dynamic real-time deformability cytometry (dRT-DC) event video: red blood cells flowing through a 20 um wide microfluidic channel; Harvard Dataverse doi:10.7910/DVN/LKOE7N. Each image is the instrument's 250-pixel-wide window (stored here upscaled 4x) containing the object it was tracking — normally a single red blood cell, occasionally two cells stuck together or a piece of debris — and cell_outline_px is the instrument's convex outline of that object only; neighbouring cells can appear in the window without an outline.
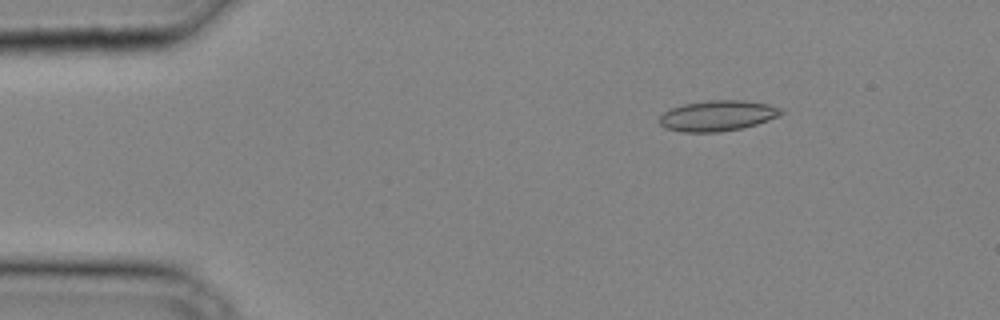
{"species": "common noctule bat (a hibernating species)", "species_latin": "Nyctalus noctula", "temperature_condition": "cold", "stored_images_in_passage": 33, "camera_frame_rate_fps": 3000, "um_per_image_px": 0.085, "animal": {"sex": "male", "body_mass_g": 20.4}, "frame": {"image": 1, "passage_image": 5, "time_ms": 1.333, "image_size_px": [1000, 320], "cell_outline_px": [[784, 112], [780, 116], [744, 128], [720, 132], [684, 132], [664, 128], [660, 124], [660, 116], [664, 112], [672, 108], [684, 104], [708, 100], [744, 100], [768, 104], [780, 108]], "centroid_in_image_um": [61.01, 9.84], "position_along_channel_um": 24.0, "area_um2": 21.73}}
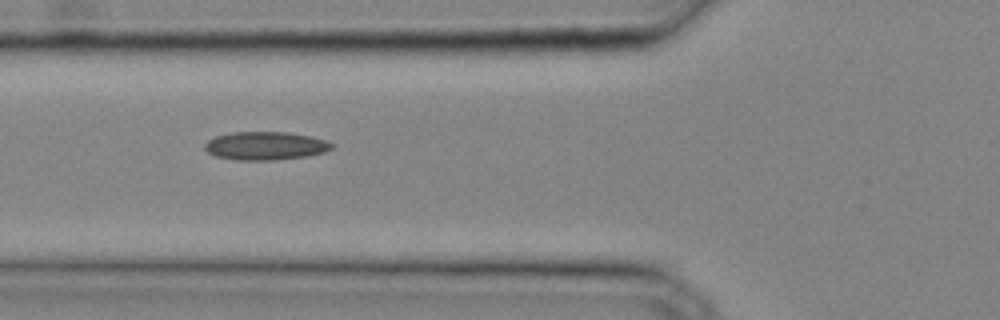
{"frame": {"image": 2, "passage_image": 13, "time_ms": 4.0, "image_size_px": [1000, 320], "cell_outline_px": [[332, 148], [324, 152], [308, 156], [276, 160], [236, 160], [216, 156], [208, 152], [204, 148], [204, 144], [208, 140], [216, 136], [232, 132], [288, 132], [312, 136], [324, 140], [332, 144]], "centroid_in_image_um": [22.55, 12.39], "position_along_channel_um": 103.3, "area_um2": 20.92}}
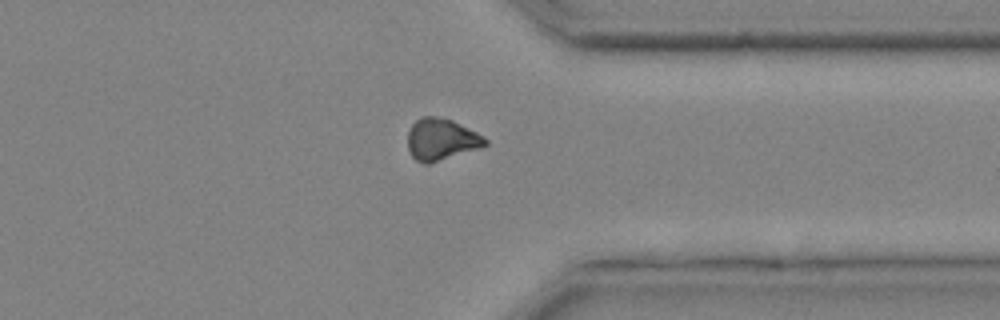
{"frame": {"image": 3, "passage_image": 28, "time_ms": 9.0, "image_size_px": [1000, 320], "cell_outline_px": [[488, 144], [480, 148], [432, 164], [424, 164], [416, 160], [408, 152], [408, 132], [412, 124], [420, 116], [436, 116], [452, 120], [484, 136], [488, 140]], "centroid_in_image_um": [37.5, 11.87], "position_along_channel_um": 373.9, "area_um2": 19.13}}